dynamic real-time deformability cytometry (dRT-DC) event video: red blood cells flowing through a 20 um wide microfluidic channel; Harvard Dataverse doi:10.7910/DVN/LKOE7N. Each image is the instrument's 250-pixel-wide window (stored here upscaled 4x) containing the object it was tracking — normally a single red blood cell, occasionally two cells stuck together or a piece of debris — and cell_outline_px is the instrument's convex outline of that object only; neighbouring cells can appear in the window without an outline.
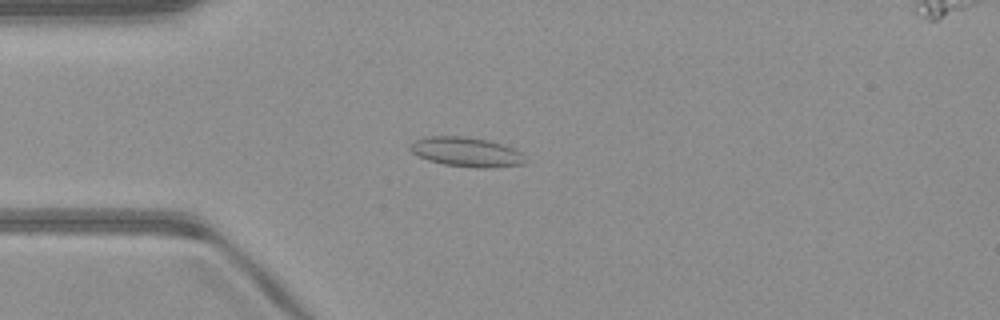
{"species": "common noctule bat (a hibernating species)", "species_latin": "Nyctalus noctula", "temperature_condition": "warm", "stored_images_in_passage": 51, "camera_frame_rate_fps": 3000, "um_per_image_px": 0.085, "animal": {"sex": "male", "body_mass_g": 23.1, "forearm_length_mm": 52.7}, "frame": {"image": 1, "passage_image": 13, "time_ms": 4.0, "image_size_px": [1000, 320], "cell_outline_px": [[528, 160], [524, 164], [492, 168], [476, 168], [444, 164], [428, 160], [412, 152], [408, 148], [416, 140], [424, 136], [464, 136], [488, 140], [504, 144], [516, 148]], "centroid_in_image_um": [39.7, 12.92], "position_along_channel_um": 45.3, "area_um2": 20.0}}
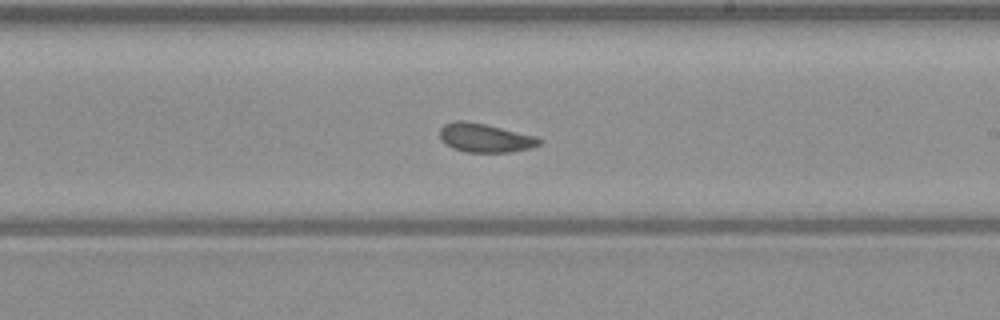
{"frame": {"image": 2, "passage_image": 29, "time_ms": 9.333, "image_size_px": [1000, 320], "cell_outline_px": [[544, 140], [540, 144], [532, 148], [512, 152], [468, 152], [452, 148], [444, 144], [440, 140], [440, 128], [444, 124], [456, 120], [464, 120], [484, 124], [536, 136]], "centroid_in_image_um": [41.22, 11.72], "position_along_channel_um": 247.8, "area_um2": 16.82}}
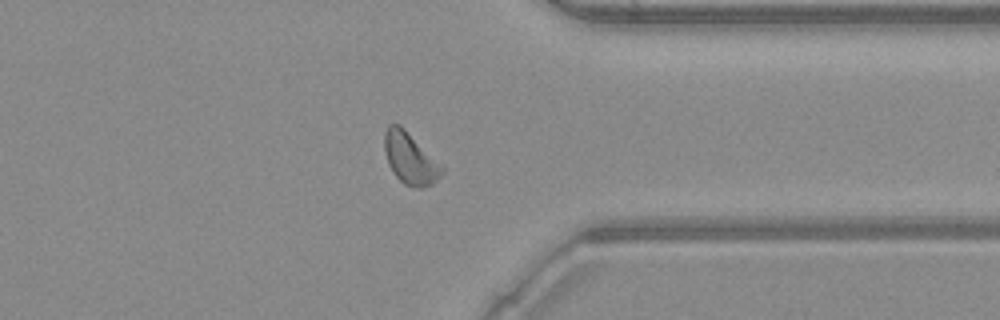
{"frame": {"image": 3, "passage_image": 39, "time_ms": 12.667, "image_size_px": [1000, 320], "cell_outline_px": [[444, 172], [432, 184], [420, 188], [416, 188], [404, 184], [392, 172], [388, 164], [384, 148], [384, 132], [388, 124], [400, 124], [444, 168]], "centroid_in_image_um": [34.83, 13.46], "position_along_channel_um": 376.6, "area_um2": 17.05}}